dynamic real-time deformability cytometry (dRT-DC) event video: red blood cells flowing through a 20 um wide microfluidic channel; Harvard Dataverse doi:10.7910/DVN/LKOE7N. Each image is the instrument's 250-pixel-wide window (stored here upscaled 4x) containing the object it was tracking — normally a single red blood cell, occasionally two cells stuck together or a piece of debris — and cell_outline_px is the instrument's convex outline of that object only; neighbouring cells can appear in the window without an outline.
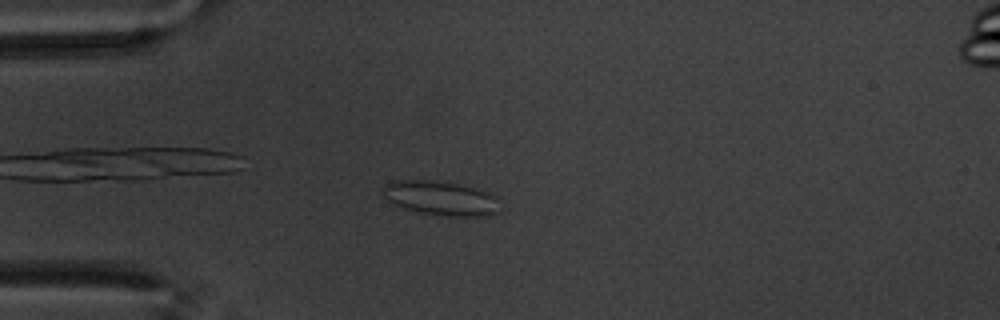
{"species": "common noctule bat (a hibernating species)", "species_latin": "Nyctalus noctula", "temperature_condition": "warm", "stored_images_in_passage": 58, "camera_frame_rate_fps": 3000, "um_per_image_px": 0.085, "animal": {"sex": "male", "body_mass_g": 20.1, "forearm_length_mm": 53.5}, "frame": {"image": 1, "passage_image": 15, "time_ms": 4.667, "image_size_px": [1000, 320], "cell_outline_px": [[500, 212], [484, 216], [448, 216], [420, 212], [404, 208], [392, 204], [380, 192], [380, 188], [388, 180], [444, 180], [476, 188], [488, 192], [496, 196]], "centroid_in_image_um": [37.42, 16.82], "position_along_channel_um": 47.6, "area_um2": 23.93}}
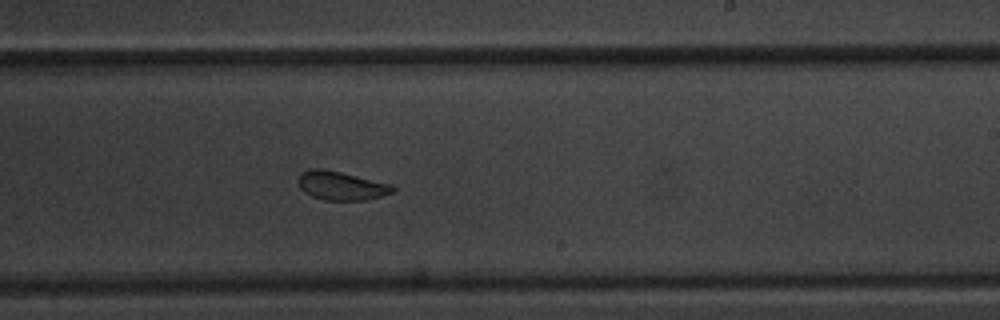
{"frame": {"image": 2, "passage_image": 35, "time_ms": 11.333, "image_size_px": [1000, 320], "cell_outline_px": [[396, 192], [364, 200], [324, 200], [312, 196], [304, 192], [300, 188], [296, 180], [300, 172], [308, 168], [324, 168], [392, 184], [396, 188]], "centroid_in_image_um": [28.97, 15.77], "position_along_channel_um": 260.0, "area_um2": 16.13}}
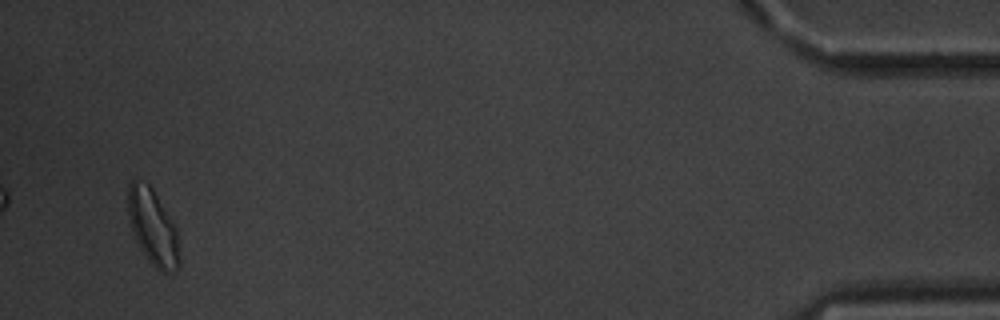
{"frame": {"image": 3, "passage_image": 56, "time_ms": 18.333, "image_size_px": [1000, 320], "cell_outline_px": [[180, 264], [176, 272], [160, 272], [148, 260], [140, 248], [132, 232], [128, 216], [128, 184], [132, 180], [136, 180], [148, 184], [152, 188], [176, 228], [180, 260]], "centroid_in_image_um": [12.99, 19.35], "position_along_channel_um": 422.2, "area_um2": 22.54}, "authors_computed_cell_mechanics": {"area_um2": 18.2648, "velocity_mm_per_s": 3.419, "shape_relaxation_time_tau1_ms": 6.9738, "shape_relaxation_time_tau2_ms": 1.3887, "deformation_change_tau1": 0.1207, "deformation_change_tau2": 0.0722}}